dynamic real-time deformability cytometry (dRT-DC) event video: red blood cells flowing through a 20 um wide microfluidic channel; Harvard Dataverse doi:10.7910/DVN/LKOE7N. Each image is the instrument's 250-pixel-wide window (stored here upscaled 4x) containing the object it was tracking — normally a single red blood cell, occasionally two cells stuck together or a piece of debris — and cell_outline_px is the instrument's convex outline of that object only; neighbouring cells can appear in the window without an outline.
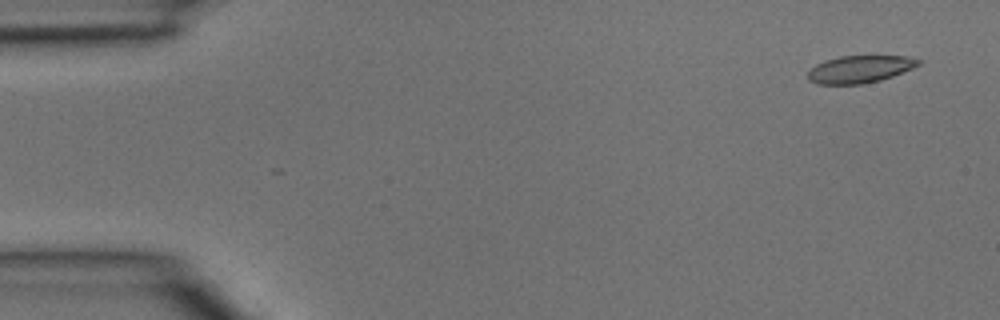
{"species": "common noctule bat (a hibernating species)", "species_latin": "Nyctalus noctula", "temperature_condition": "room temperature", "stored_images_in_passage": 3, "camera_frame_rate_fps": 3000, "um_per_image_px": 0.085, "animal": {"sex": "male", "body_mass_g": 15.6}, "frame": {"image": 1, "passage_image": 1, "time_ms": 0.0, "image_size_px": [1000, 320], "cell_outline_px": [[920, 64], [912, 68], [892, 76], [880, 80], [860, 84], [816, 84], [808, 80], [808, 72], [816, 64], [824, 60], [840, 56], [908, 56], [920, 60]], "centroid_in_image_um": [73.05, 5.88], "position_along_channel_um": 11.9, "area_um2": 17.51}}